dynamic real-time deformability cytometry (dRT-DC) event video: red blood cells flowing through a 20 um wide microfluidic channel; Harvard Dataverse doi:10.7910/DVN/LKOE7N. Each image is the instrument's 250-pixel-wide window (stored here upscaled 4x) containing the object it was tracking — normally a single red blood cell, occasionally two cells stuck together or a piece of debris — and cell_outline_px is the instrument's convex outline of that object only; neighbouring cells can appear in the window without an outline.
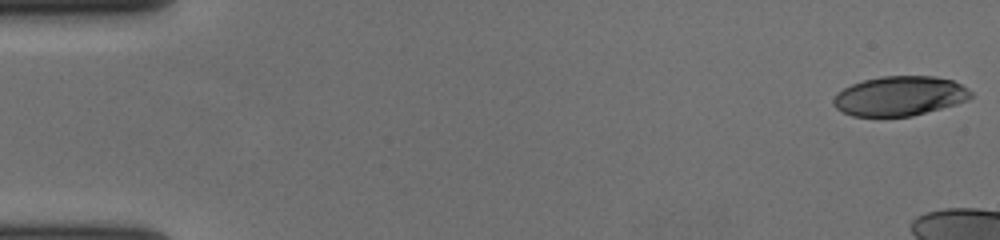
{"species": "human", "species_latin": "Homo sapiens", "temperature_condition": "cold", "stored_images_in_passage": 16, "camera_frame_rate_fps": 3000, "um_per_image_px": 0.085, "donor": {"sex": "female"}, "frame": {"image": 1, "passage_image": 1, "time_ms": 0.0, "image_size_px": [1000, 240], "cell_outline_px": [[972, 96], [968, 100], [956, 104], [912, 116], [852, 116], [836, 108], [832, 104], [832, 100], [836, 92], [852, 84], [864, 80], [880, 76], [936, 76], [952, 80], [968, 88], [972, 92]], "centroid_in_image_um": [76.46, 8.15], "position_along_channel_um": 8.5, "area_um2": 31.79}}